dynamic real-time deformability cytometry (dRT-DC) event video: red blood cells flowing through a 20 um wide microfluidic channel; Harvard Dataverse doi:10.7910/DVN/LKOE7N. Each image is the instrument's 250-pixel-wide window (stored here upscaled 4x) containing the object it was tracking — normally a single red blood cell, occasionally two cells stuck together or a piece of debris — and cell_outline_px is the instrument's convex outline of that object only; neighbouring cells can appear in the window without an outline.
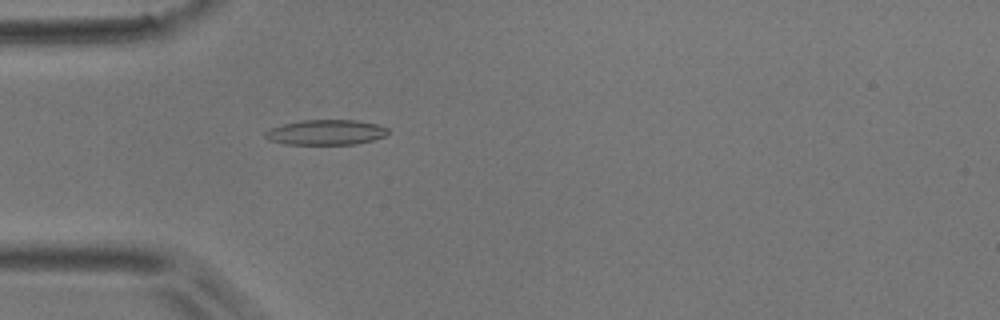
{"species": "common noctule bat (a hibernating species)", "species_latin": "Nyctalus noctula", "temperature_condition": "room temperature", "stored_images_in_passage": 41, "camera_frame_rate_fps": 3000, "um_per_image_px": 0.085, "animal": {"sex": "male", "body_mass_g": 17.9}, "frame": {"image": 1, "passage_image": 5, "time_ms": 1.333, "image_size_px": [1000, 320], "cell_outline_px": [[388, 132], [384, 136], [372, 140], [356, 144], [284, 144], [268, 140], [264, 136], [264, 132], [268, 128], [300, 120], [356, 120], [376, 124], [388, 128]], "centroid_in_image_um": [27.65, 11.24], "position_along_channel_um": 57.3, "area_um2": 18.03}}
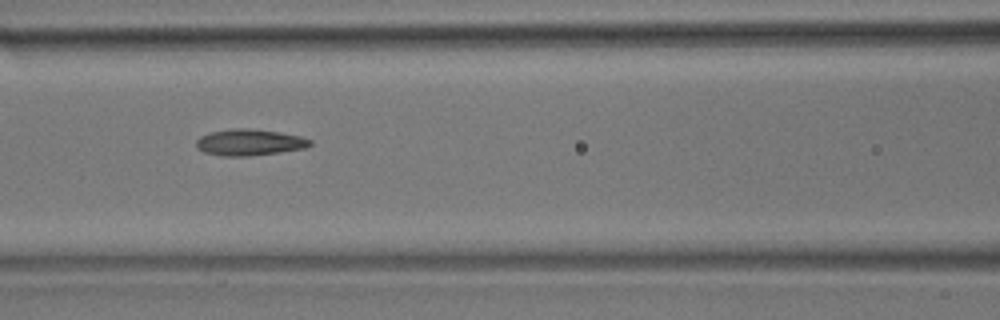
{"frame": {"image": 2, "passage_image": 12, "time_ms": 3.667, "image_size_px": [1000, 320], "cell_outline_px": [[312, 144], [304, 148], [280, 152], [248, 156], [220, 156], [204, 152], [196, 148], [196, 140], [200, 136], [212, 132], [236, 128], [248, 128], [280, 132], [300, 136], [312, 140]], "centroid_in_image_um": [21.19, 12.1], "position_along_channel_um": 145.4, "area_um2": 17.46}}
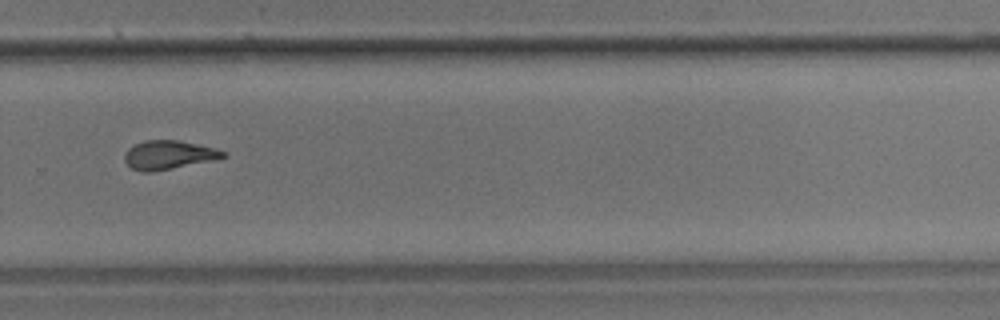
{"frame": {"image": 3, "passage_image": 25, "time_ms": 8.0, "image_size_px": [1000, 320], "cell_outline_px": [[228, 156], [212, 160], [152, 172], [140, 172], [132, 168], [124, 160], [124, 156], [128, 148], [144, 140], [180, 140], [216, 148], [228, 152]], "centroid_in_image_um": [14.35, 13.16], "position_along_channel_um": 315.4, "area_um2": 16.53}, "authors_computed_cell_mechanics": {"area_um2": 16.7042, "velocity_mm_per_s": 3.9331, "shape_relaxation_time_tau1_ms": 6.53, "shape_relaxation_time_tau2_ms": 4.1073, "deformation_change_tau1": 0.1918, "deformation_change_tau2": 0.1281}}